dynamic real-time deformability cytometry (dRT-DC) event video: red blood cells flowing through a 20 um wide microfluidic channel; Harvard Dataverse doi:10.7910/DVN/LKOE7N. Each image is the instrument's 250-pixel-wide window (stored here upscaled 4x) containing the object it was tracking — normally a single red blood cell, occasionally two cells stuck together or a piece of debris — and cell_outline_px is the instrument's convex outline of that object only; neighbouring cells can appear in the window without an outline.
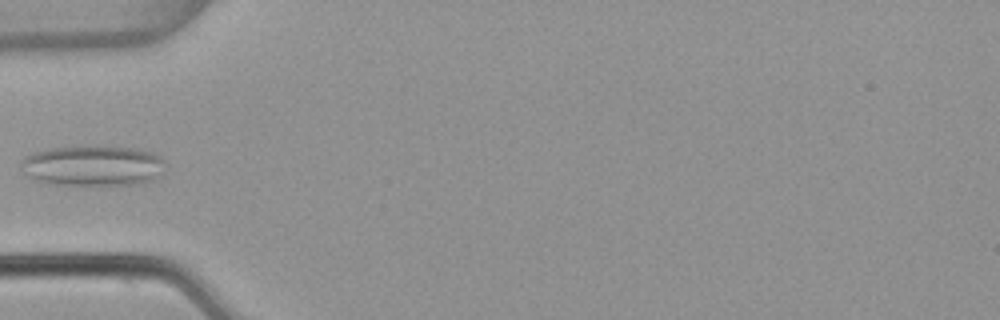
{"species": "common noctule bat (a hibernating species)", "species_latin": "Nyctalus noctula", "temperature_condition": "warm", "stored_images_in_passage": 16, "camera_frame_rate_fps": 3000, "um_per_image_px": 0.085, "animal": {"sex": "female", "body_mass_g": 22.7, "forearm_length_mm": 54.2}, "frame": {"image": 1, "passage_image": 1, "time_ms": 0.0, "image_size_px": [1000, 320], "cell_outline_px": [[164, 160], [156, 176], [152, 180], [136, 184], [56, 184], [36, 180], [28, 176], [24, 172], [20, 164], [20, 160], [24, 156], [32, 152], [52, 148], [104, 144], [112, 144], [136, 148], [152, 152], [160, 156]], "centroid_in_image_um": [7.85, 14.03], "position_along_channel_um": 77.2, "area_um2": 34.28}}
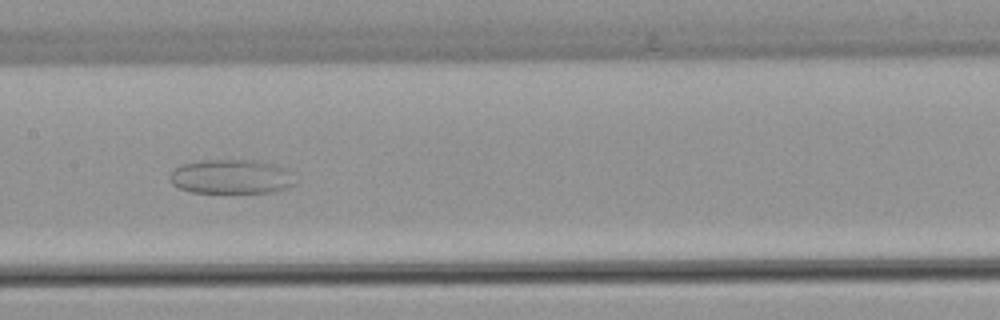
{"frame": {"image": 2, "passage_image": 10, "time_ms": 3.0, "image_size_px": [1000, 320], "cell_outline_px": [[296, 184], [272, 192], [192, 192], [180, 188], [172, 184], [168, 176], [176, 168], [184, 164], [204, 160], [260, 160], [276, 164], [292, 172]], "centroid_in_image_um": [19.69, 15.01], "position_along_channel_um": 187.7, "area_um2": 25.03}}